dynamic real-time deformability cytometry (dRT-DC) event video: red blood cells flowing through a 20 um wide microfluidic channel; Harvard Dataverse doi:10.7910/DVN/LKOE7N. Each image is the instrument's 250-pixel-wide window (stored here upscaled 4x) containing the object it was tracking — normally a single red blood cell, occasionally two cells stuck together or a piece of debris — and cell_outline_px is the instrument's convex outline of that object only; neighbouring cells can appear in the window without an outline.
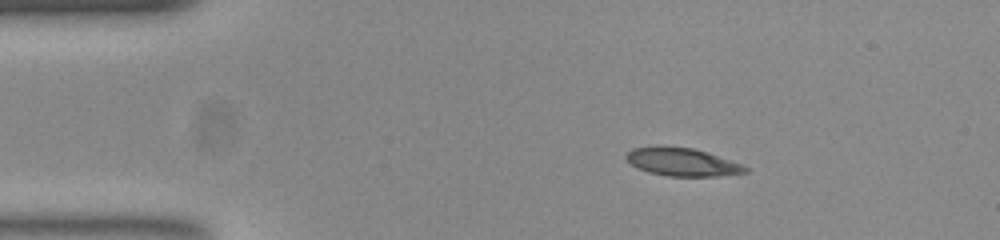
{"species": "common noctule bat (a hibernating species)", "species_latin": "Nyctalus noctula", "temperature_condition": "room temperature", "stored_images_in_passage": 41, "camera_frame_rate_fps": 3000, "um_per_image_px": 0.085, "animal": {"sex": "female", "body_mass_g": 23.0, "forearm_length_mm": 53.4}, "frame": {"image": 1, "passage_image": 1, "time_ms": 0.0, "image_size_px": [1000, 240], "cell_outline_px": [[748, 172], [720, 176], [668, 176], [648, 172], [636, 168], [624, 156], [632, 148], [652, 144], [692, 148], [708, 152], [740, 164], [748, 168]], "centroid_in_image_um": [57.92, 13.75], "position_along_channel_um": 27.1, "area_um2": 19.71}}
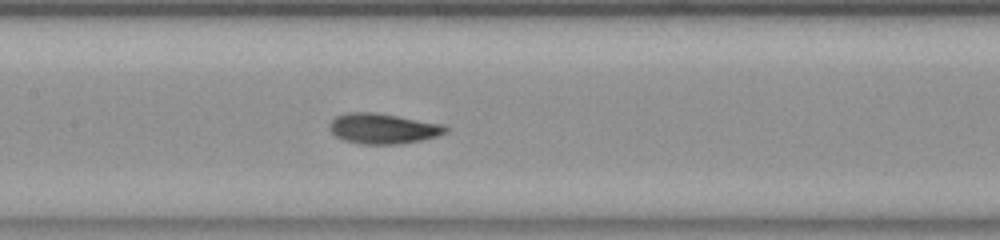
{"frame": {"image": 2, "passage_image": 17, "time_ms": 5.333, "image_size_px": [1000, 240], "cell_outline_px": [[448, 132], [436, 136], [420, 140], [396, 144], [360, 144], [344, 140], [336, 136], [332, 132], [332, 120], [336, 116], [348, 112], [372, 112], [444, 124], [448, 128]], "centroid_in_image_um": [32.58, 10.93], "position_along_channel_um": 174.8, "area_um2": 20.17}}
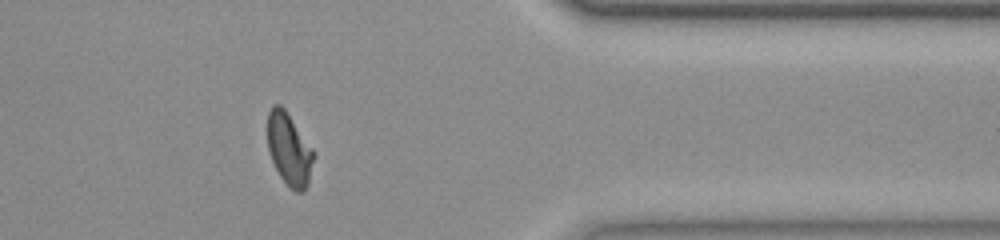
{"frame": {"image": 3, "passage_image": 35, "time_ms": 11.333, "image_size_px": [1000, 240], "cell_outline_px": [[316, 156], [308, 184], [304, 192], [296, 192], [280, 176], [268, 152], [268, 112], [272, 104], [280, 104], [284, 108], [316, 152]], "centroid_in_image_um": [24.61, 12.68], "position_along_channel_um": 386.8, "area_um2": 19.59}, "authors_computed_cell_mechanics": {"area_um2": 19.7098, "velocity_mm_per_s": 3.8697, "shape_relaxation_time_tau1_ms": 3.4639, "shape_relaxation_time_tau2_ms": 1.6713, "deformation_change_tau1": 0.1732, "deformation_change_tau2": 0.0765}}